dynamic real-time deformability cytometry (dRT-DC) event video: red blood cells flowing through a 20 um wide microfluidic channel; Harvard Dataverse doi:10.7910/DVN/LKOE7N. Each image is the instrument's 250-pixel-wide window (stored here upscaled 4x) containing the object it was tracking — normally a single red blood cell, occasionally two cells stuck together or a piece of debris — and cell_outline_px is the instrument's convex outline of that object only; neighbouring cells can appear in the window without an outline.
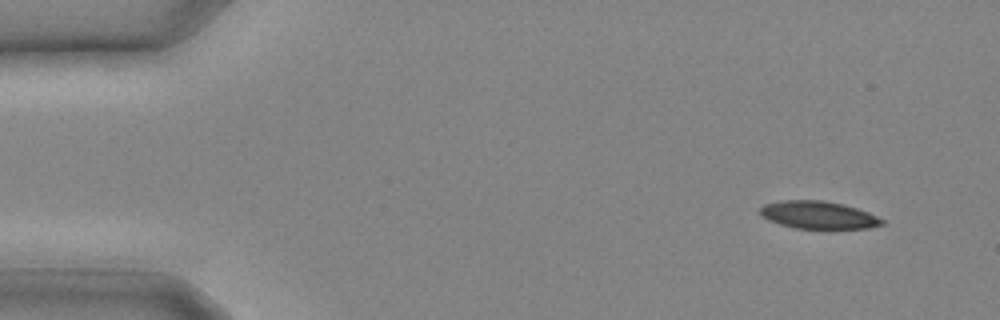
{"species": "common noctule bat (a hibernating species)", "species_latin": "Nyctalus noctula", "temperature_condition": "cold", "stored_images_in_passage": 9, "camera_frame_rate_fps": 3000, "um_per_image_px": 0.085, "animal": {"sex": "male", "body_mass_g": 20.4}, "frame": {"image": 1, "passage_image": 1, "time_ms": 0.0, "image_size_px": [1000, 320], "cell_outline_px": [[884, 224], [868, 228], [796, 228], [780, 224], [768, 220], [760, 216], [760, 208], [764, 204], [784, 200], [824, 200], [844, 204], [868, 212], [884, 220]], "centroid_in_image_um": [69.54, 18.26], "position_along_channel_um": 15.5, "area_um2": 19.54}}
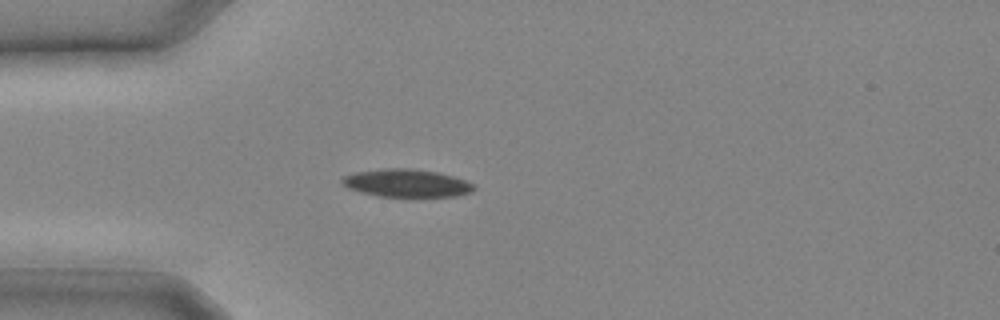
{"frame": {"image": 2, "passage_image": 6, "time_ms": 1.667, "image_size_px": [1000, 320], "cell_outline_px": [[476, 188], [468, 192], [456, 196], [380, 196], [348, 188], [340, 180], [344, 176], [356, 172], [384, 168], [412, 168], [436, 172], [452, 176], [464, 180], [472, 184]], "centroid_in_image_um": [34.54, 15.55], "position_along_channel_um": 50.5, "area_um2": 20.92}}
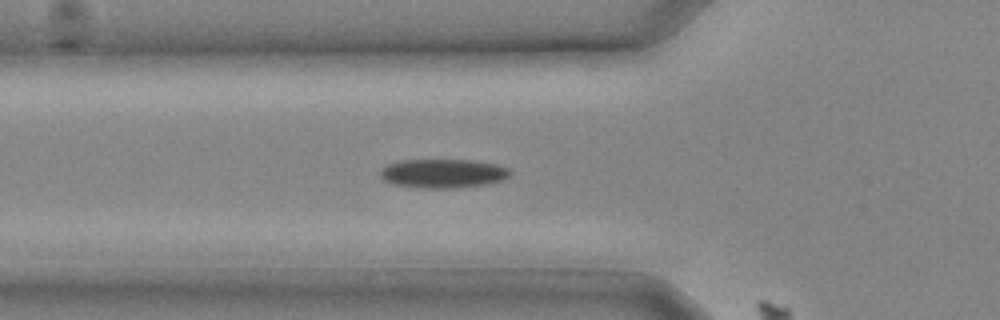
{"frame": {"image": 3, "passage_image": 8, "time_ms": 2.333, "image_size_px": [1000, 320], "cell_outline_px": [[512, 172], [504, 180], [480, 184], [448, 188], [424, 188], [396, 184], [384, 180], [380, 176], [380, 168], [388, 164], [400, 160], [472, 160], [496, 164], [508, 168]], "centroid_in_image_um": [37.63, 14.72], "position_along_channel_um": 88.2, "area_um2": 21.62}}